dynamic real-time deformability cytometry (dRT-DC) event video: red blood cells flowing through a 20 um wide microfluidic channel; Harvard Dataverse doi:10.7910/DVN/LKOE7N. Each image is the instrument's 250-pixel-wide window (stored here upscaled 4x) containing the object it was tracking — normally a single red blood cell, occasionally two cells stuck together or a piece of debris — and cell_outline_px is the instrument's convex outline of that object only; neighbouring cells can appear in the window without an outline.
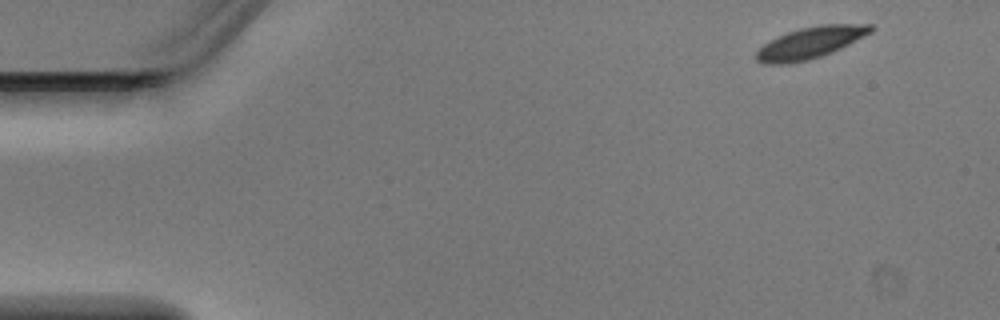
{"species": "Egyptian fruit bat (a non-hibernating species)", "species_latin": "Rousettus aegyptiacus", "temperature_condition": "warm", "stored_images_in_passage": 6, "camera_frame_rate_fps": 3000, "um_per_image_px": 0.085, "animal": {"sex": "male"}, "frame": {"image": 1, "passage_image": 1, "time_ms": 0.0, "image_size_px": [1000, 320], "cell_outline_px": [[876, 28], [872, 32], [832, 52], [820, 56], [788, 64], [764, 64], [756, 60], [756, 52], [764, 44], [788, 32], [800, 28], [820, 24], [872, 24]], "centroid_in_image_um": [68.91, 3.62], "position_along_channel_um": 16.1, "area_um2": 20.75}}
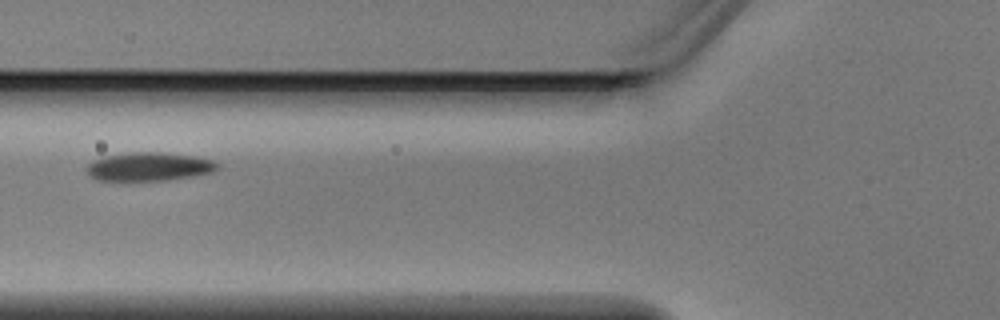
{"frame": {"image": 2, "passage_image": 5, "time_ms": 1.333, "image_size_px": [1000, 320], "cell_outline_px": [[220, 168], [212, 172], [192, 176], [168, 180], [96, 180], [88, 172], [88, 164], [92, 160], [104, 156], [132, 152], [160, 152], [196, 156], [212, 160], [220, 164]], "centroid_in_image_um": [12.71, 14.15], "position_along_channel_um": 113.1, "area_um2": 21.68}}
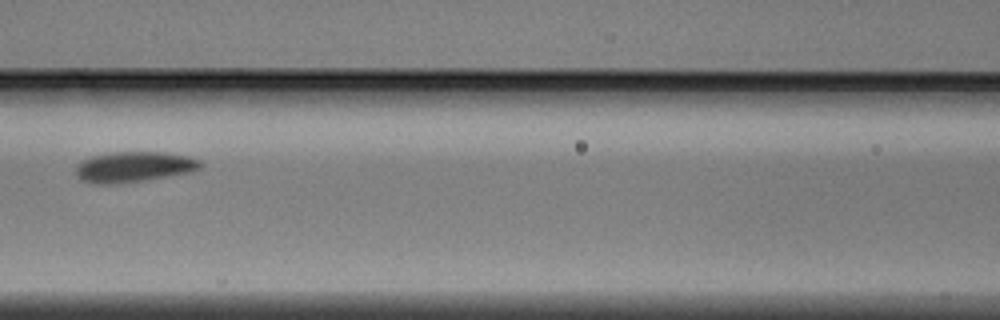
{"frame": {"image": 3, "passage_image": 6, "time_ms": 1.667, "image_size_px": [1000, 320], "cell_outline_px": [[204, 164], [200, 168], [192, 172], [140, 180], [112, 184], [100, 184], [84, 180], [76, 172], [76, 168], [84, 160], [92, 156], [108, 152], [164, 152], [188, 156], [200, 160]], "centroid_in_image_um": [11.45, 14.16], "position_along_channel_um": 155.2, "area_um2": 21.73}}